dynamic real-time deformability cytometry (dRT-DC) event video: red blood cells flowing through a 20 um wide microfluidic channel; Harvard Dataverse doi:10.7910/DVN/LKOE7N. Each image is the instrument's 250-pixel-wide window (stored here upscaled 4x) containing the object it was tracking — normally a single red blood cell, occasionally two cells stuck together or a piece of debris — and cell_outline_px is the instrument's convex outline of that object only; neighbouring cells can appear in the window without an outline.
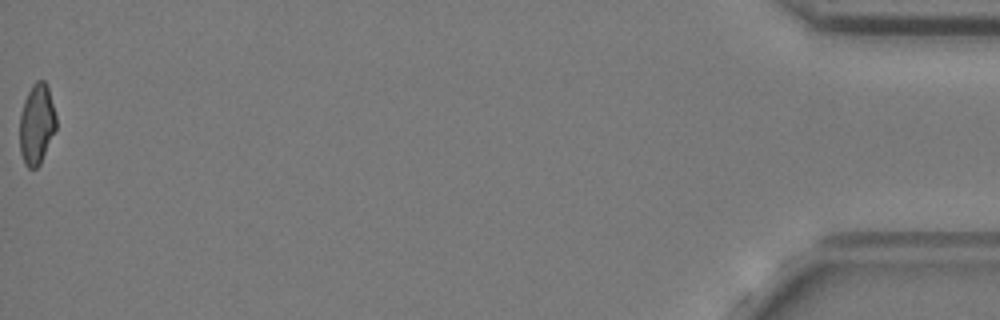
{"species": "common noctule bat (a hibernating species)", "species_latin": "Nyctalus noctula", "temperature_condition": "cold", "stored_images_in_passage": 39, "camera_frame_rate_fps": 3000, "um_per_image_px": 0.085, "animal": {"sex": "female", "body_mass_g": 24.6, "forearm_length_mm": 56.2}, "frame": {"image": 1, "passage_image": 39, "time_ms": 12.667, "image_size_px": [1000, 320], "cell_outline_px": [[56, 128], [40, 164], [36, 168], [28, 168], [24, 164], [20, 152], [20, 112], [24, 100], [32, 84], [36, 80], [44, 80], [48, 84], [56, 116]], "centroid_in_image_um": [3.11, 10.52], "position_along_channel_um": 432.1, "area_um2": 17.22}, "authors_computed_cell_mechanics": {"area_um2": 18.207, "velocity_mm_per_s": 3.6876, "shape_relaxation_time_tau1_ms": 4.7027, "shape_relaxation_time_tau2_ms": 2.1283, "deformation_change_tau1": 0.1287, "deformation_change_tau2": 0.1059}}